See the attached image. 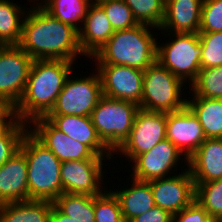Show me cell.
<instances>
[{"label":"cell","instance_id":"cell-1","mask_svg":"<svg viewBox=\"0 0 222 222\" xmlns=\"http://www.w3.org/2000/svg\"><path fill=\"white\" fill-rule=\"evenodd\" d=\"M27 10L18 44L34 60H66L74 62L83 56L78 30L48 13L41 3Z\"/></svg>","mask_w":222,"mask_h":222},{"label":"cell","instance_id":"cell-2","mask_svg":"<svg viewBox=\"0 0 222 222\" xmlns=\"http://www.w3.org/2000/svg\"><path fill=\"white\" fill-rule=\"evenodd\" d=\"M73 62L66 60H34L22 98L15 106L19 121L30 123L46 116L72 72Z\"/></svg>","mask_w":222,"mask_h":222},{"label":"cell","instance_id":"cell-3","mask_svg":"<svg viewBox=\"0 0 222 222\" xmlns=\"http://www.w3.org/2000/svg\"><path fill=\"white\" fill-rule=\"evenodd\" d=\"M147 24H138L127 30H118L91 58L95 64L124 65L140 70L157 61V39ZM150 30V31H149Z\"/></svg>","mask_w":222,"mask_h":222},{"label":"cell","instance_id":"cell-4","mask_svg":"<svg viewBox=\"0 0 222 222\" xmlns=\"http://www.w3.org/2000/svg\"><path fill=\"white\" fill-rule=\"evenodd\" d=\"M28 168V200L54 202L63 194L61 161L29 130L20 149Z\"/></svg>","mask_w":222,"mask_h":222},{"label":"cell","instance_id":"cell-5","mask_svg":"<svg viewBox=\"0 0 222 222\" xmlns=\"http://www.w3.org/2000/svg\"><path fill=\"white\" fill-rule=\"evenodd\" d=\"M139 106L102 96L90 118L101 141L114 153L129 137Z\"/></svg>","mask_w":222,"mask_h":222},{"label":"cell","instance_id":"cell-6","mask_svg":"<svg viewBox=\"0 0 222 222\" xmlns=\"http://www.w3.org/2000/svg\"><path fill=\"white\" fill-rule=\"evenodd\" d=\"M185 82L163 67L158 61L144 70L143 95L140 109L170 113L186 107L182 98ZM182 90V91H181Z\"/></svg>","mask_w":222,"mask_h":222},{"label":"cell","instance_id":"cell-7","mask_svg":"<svg viewBox=\"0 0 222 222\" xmlns=\"http://www.w3.org/2000/svg\"><path fill=\"white\" fill-rule=\"evenodd\" d=\"M173 34V35H172ZM174 39L157 45V61L184 82L192 83L201 70L198 33H171Z\"/></svg>","mask_w":222,"mask_h":222},{"label":"cell","instance_id":"cell-8","mask_svg":"<svg viewBox=\"0 0 222 222\" xmlns=\"http://www.w3.org/2000/svg\"><path fill=\"white\" fill-rule=\"evenodd\" d=\"M97 73V74H96ZM95 74L72 79L70 76L47 115L89 116L103 96L101 79Z\"/></svg>","mask_w":222,"mask_h":222},{"label":"cell","instance_id":"cell-9","mask_svg":"<svg viewBox=\"0 0 222 222\" xmlns=\"http://www.w3.org/2000/svg\"><path fill=\"white\" fill-rule=\"evenodd\" d=\"M33 61L19 45L0 47V96L14 106L23 96Z\"/></svg>","mask_w":222,"mask_h":222},{"label":"cell","instance_id":"cell-10","mask_svg":"<svg viewBox=\"0 0 222 222\" xmlns=\"http://www.w3.org/2000/svg\"><path fill=\"white\" fill-rule=\"evenodd\" d=\"M166 121L167 113L139 109L129 137L114 153H122L133 161L166 138Z\"/></svg>","mask_w":222,"mask_h":222},{"label":"cell","instance_id":"cell-11","mask_svg":"<svg viewBox=\"0 0 222 222\" xmlns=\"http://www.w3.org/2000/svg\"><path fill=\"white\" fill-rule=\"evenodd\" d=\"M96 67L104 96L140 106L144 70L115 64H97Z\"/></svg>","mask_w":222,"mask_h":222},{"label":"cell","instance_id":"cell-12","mask_svg":"<svg viewBox=\"0 0 222 222\" xmlns=\"http://www.w3.org/2000/svg\"><path fill=\"white\" fill-rule=\"evenodd\" d=\"M29 124L33 125L29 131L61 162L106 159L57 129L45 116L35 118Z\"/></svg>","mask_w":222,"mask_h":222},{"label":"cell","instance_id":"cell-13","mask_svg":"<svg viewBox=\"0 0 222 222\" xmlns=\"http://www.w3.org/2000/svg\"><path fill=\"white\" fill-rule=\"evenodd\" d=\"M178 175L148 181L153 193L155 206L173 216L195 200V184L187 168Z\"/></svg>","mask_w":222,"mask_h":222},{"label":"cell","instance_id":"cell-14","mask_svg":"<svg viewBox=\"0 0 222 222\" xmlns=\"http://www.w3.org/2000/svg\"><path fill=\"white\" fill-rule=\"evenodd\" d=\"M103 160H76L61 162L63 193L96 196L102 191ZM103 163V164H102ZM103 170V171H102ZM101 187V188H100Z\"/></svg>","mask_w":222,"mask_h":222},{"label":"cell","instance_id":"cell-15","mask_svg":"<svg viewBox=\"0 0 222 222\" xmlns=\"http://www.w3.org/2000/svg\"><path fill=\"white\" fill-rule=\"evenodd\" d=\"M183 154L168 139L156 144L152 149L138 155L133 161L132 176L140 181H151L170 177V171L181 160ZM134 174V175H133Z\"/></svg>","mask_w":222,"mask_h":222},{"label":"cell","instance_id":"cell-16","mask_svg":"<svg viewBox=\"0 0 222 222\" xmlns=\"http://www.w3.org/2000/svg\"><path fill=\"white\" fill-rule=\"evenodd\" d=\"M166 139L181 151L182 159L188 164L189 157L206 137L198 118L186 106L182 110L167 113Z\"/></svg>","mask_w":222,"mask_h":222},{"label":"cell","instance_id":"cell-17","mask_svg":"<svg viewBox=\"0 0 222 222\" xmlns=\"http://www.w3.org/2000/svg\"><path fill=\"white\" fill-rule=\"evenodd\" d=\"M57 129L86 145L95 155L112 158V151L101 141L89 116L46 115ZM106 154V155H105Z\"/></svg>","mask_w":222,"mask_h":222},{"label":"cell","instance_id":"cell-18","mask_svg":"<svg viewBox=\"0 0 222 222\" xmlns=\"http://www.w3.org/2000/svg\"><path fill=\"white\" fill-rule=\"evenodd\" d=\"M78 30L80 48L85 56L92 57L115 32L105 11L98 3H91Z\"/></svg>","mask_w":222,"mask_h":222},{"label":"cell","instance_id":"cell-19","mask_svg":"<svg viewBox=\"0 0 222 222\" xmlns=\"http://www.w3.org/2000/svg\"><path fill=\"white\" fill-rule=\"evenodd\" d=\"M28 200V168L19 150L0 166V204Z\"/></svg>","mask_w":222,"mask_h":222},{"label":"cell","instance_id":"cell-20","mask_svg":"<svg viewBox=\"0 0 222 222\" xmlns=\"http://www.w3.org/2000/svg\"><path fill=\"white\" fill-rule=\"evenodd\" d=\"M203 0H166L159 30L171 33H199ZM170 29V30H169Z\"/></svg>","mask_w":222,"mask_h":222},{"label":"cell","instance_id":"cell-21","mask_svg":"<svg viewBox=\"0 0 222 222\" xmlns=\"http://www.w3.org/2000/svg\"><path fill=\"white\" fill-rule=\"evenodd\" d=\"M189 171L194 183L222 179V138H208L189 157Z\"/></svg>","mask_w":222,"mask_h":222},{"label":"cell","instance_id":"cell-22","mask_svg":"<svg viewBox=\"0 0 222 222\" xmlns=\"http://www.w3.org/2000/svg\"><path fill=\"white\" fill-rule=\"evenodd\" d=\"M112 192L119 201L124 220L128 222L155 206L153 193L148 181L133 178L130 188Z\"/></svg>","mask_w":222,"mask_h":222},{"label":"cell","instance_id":"cell-23","mask_svg":"<svg viewBox=\"0 0 222 222\" xmlns=\"http://www.w3.org/2000/svg\"><path fill=\"white\" fill-rule=\"evenodd\" d=\"M52 204L45 200L0 204V222H50Z\"/></svg>","mask_w":222,"mask_h":222},{"label":"cell","instance_id":"cell-24","mask_svg":"<svg viewBox=\"0 0 222 222\" xmlns=\"http://www.w3.org/2000/svg\"><path fill=\"white\" fill-rule=\"evenodd\" d=\"M193 97L186 106L198 118L206 139L222 138V99Z\"/></svg>","mask_w":222,"mask_h":222},{"label":"cell","instance_id":"cell-25","mask_svg":"<svg viewBox=\"0 0 222 222\" xmlns=\"http://www.w3.org/2000/svg\"><path fill=\"white\" fill-rule=\"evenodd\" d=\"M27 11L11 0H0V44L18 45L22 36V23ZM22 19V20H21Z\"/></svg>","mask_w":222,"mask_h":222},{"label":"cell","instance_id":"cell-26","mask_svg":"<svg viewBox=\"0 0 222 222\" xmlns=\"http://www.w3.org/2000/svg\"><path fill=\"white\" fill-rule=\"evenodd\" d=\"M53 205L61 213L77 222H95L94 196L63 193L53 202Z\"/></svg>","mask_w":222,"mask_h":222},{"label":"cell","instance_id":"cell-27","mask_svg":"<svg viewBox=\"0 0 222 222\" xmlns=\"http://www.w3.org/2000/svg\"><path fill=\"white\" fill-rule=\"evenodd\" d=\"M41 6L62 23L72 25L77 30L85 19L90 0H42ZM44 4V5H43ZM78 23V24H77ZM78 25V26H77Z\"/></svg>","mask_w":222,"mask_h":222},{"label":"cell","instance_id":"cell-28","mask_svg":"<svg viewBox=\"0 0 222 222\" xmlns=\"http://www.w3.org/2000/svg\"><path fill=\"white\" fill-rule=\"evenodd\" d=\"M195 184V200L215 222H222V179Z\"/></svg>","mask_w":222,"mask_h":222},{"label":"cell","instance_id":"cell-29","mask_svg":"<svg viewBox=\"0 0 222 222\" xmlns=\"http://www.w3.org/2000/svg\"><path fill=\"white\" fill-rule=\"evenodd\" d=\"M190 85L197 97L222 99V66L201 69Z\"/></svg>","mask_w":222,"mask_h":222},{"label":"cell","instance_id":"cell-30","mask_svg":"<svg viewBox=\"0 0 222 222\" xmlns=\"http://www.w3.org/2000/svg\"><path fill=\"white\" fill-rule=\"evenodd\" d=\"M139 24H147L159 29L165 14L164 0H124Z\"/></svg>","mask_w":222,"mask_h":222},{"label":"cell","instance_id":"cell-31","mask_svg":"<svg viewBox=\"0 0 222 222\" xmlns=\"http://www.w3.org/2000/svg\"><path fill=\"white\" fill-rule=\"evenodd\" d=\"M29 126L26 122L17 119L0 133V166L19 151Z\"/></svg>","mask_w":222,"mask_h":222},{"label":"cell","instance_id":"cell-32","mask_svg":"<svg viewBox=\"0 0 222 222\" xmlns=\"http://www.w3.org/2000/svg\"><path fill=\"white\" fill-rule=\"evenodd\" d=\"M201 69L222 66V31L199 32Z\"/></svg>","mask_w":222,"mask_h":222},{"label":"cell","instance_id":"cell-33","mask_svg":"<svg viewBox=\"0 0 222 222\" xmlns=\"http://www.w3.org/2000/svg\"><path fill=\"white\" fill-rule=\"evenodd\" d=\"M98 4L105 11L114 31L131 29L139 24L124 0H103Z\"/></svg>","mask_w":222,"mask_h":222},{"label":"cell","instance_id":"cell-34","mask_svg":"<svg viewBox=\"0 0 222 222\" xmlns=\"http://www.w3.org/2000/svg\"><path fill=\"white\" fill-rule=\"evenodd\" d=\"M95 222H124L117 197L110 190L94 196Z\"/></svg>","mask_w":222,"mask_h":222},{"label":"cell","instance_id":"cell-35","mask_svg":"<svg viewBox=\"0 0 222 222\" xmlns=\"http://www.w3.org/2000/svg\"><path fill=\"white\" fill-rule=\"evenodd\" d=\"M222 31V0H203L199 32Z\"/></svg>","mask_w":222,"mask_h":222},{"label":"cell","instance_id":"cell-36","mask_svg":"<svg viewBox=\"0 0 222 222\" xmlns=\"http://www.w3.org/2000/svg\"><path fill=\"white\" fill-rule=\"evenodd\" d=\"M173 222H215L208 212L194 200L188 207L173 216Z\"/></svg>","mask_w":222,"mask_h":222},{"label":"cell","instance_id":"cell-37","mask_svg":"<svg viewBox=\"0 0 222 222\" xmlns=\"http://www.w3.org/2000/svg\"><path fill=\"white\" fill-rule=\"evenodd\" d=\"M130 222H173V215L158 206H154L150 210L133 218Z\"/></svg>","mask_w":222,"mask_h":222},{"label":"cell","instance_id":"cell-38","mask_svg":"<svg viewBox=\"0 0 222 222\" xmlns=\"http://www.w3.org/2000/svg\"><path fill=\"white\" fill-rule=\"evenodd\" d=\"M17 120L15 106L5 97L0 96V123L5 127L13 124Z\"/></svg>","mask_w":222,"mask_h":222},{"label":"cell","instance_id":"cell-39","mask_svg":"<svg viewBox=\"0 0 222 222\" xmlns=\"http://www.w3.org/2000/svg\"><path fill=\"white\" fill-rule=\"evenodd\" d=\"M50 222H77L73 218L61 213L53 204L50 212Z\"/></svg>","mask_w":222,"mask_h":222},{"label":"cell","instance_id":"cell-40","mask_svg":"<svg viewBox=\"0 0 222 222\" xmlns=\"http://www.w3.org/2000/svg\"><path fill=\"white\" fill-rule=\"evenodd\" d=\"M6 127L0 123V133L5 129Z\"/></svg>","mask_w":222,"mask_h":222},{"label":"cell","instance_id":"cell-41","mask_svg":"<svg viewBox=\"0 0 222 222\" xmlns=\"http://www.w3.org/2000/svg\"><path fill=\"white\" fill-rule=\"evenodd\" d=\"M101 1H103V0H90L91 3H99Z\"/></svg>","mask_w":222,"mask_h":222}]
</instances>
